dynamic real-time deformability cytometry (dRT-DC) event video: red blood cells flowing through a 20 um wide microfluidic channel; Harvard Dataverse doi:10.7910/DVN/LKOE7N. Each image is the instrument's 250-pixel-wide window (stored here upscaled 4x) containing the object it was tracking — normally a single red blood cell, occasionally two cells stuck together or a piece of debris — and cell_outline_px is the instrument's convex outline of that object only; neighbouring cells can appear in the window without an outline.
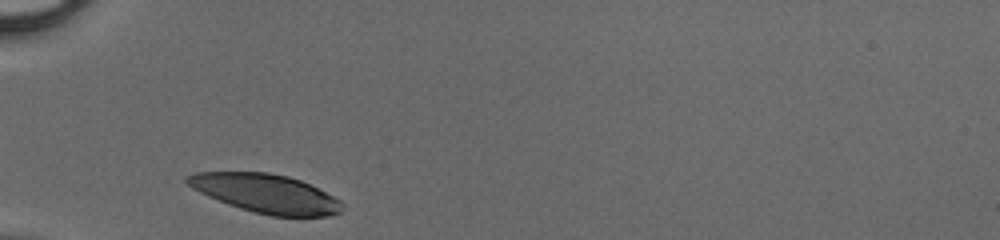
{"species": "human", "species_latin": "Homo sapiens", "temperature_condition": "cold", "stored_images_in_passage": 25, "camera_frame_rate_fps": 3000, "um_per_image_px": 0.085, "donor": {"sex": "male"}, "frame": {"image": 1, "passage_image": 1, "time_ms": 0.0, "image_size_px": [1000, 240], "cell_outline_px": [[340, 212], [328, 216], [272, 216], [240, 208], [228, 204], [208, 196], [192, 188], [184, 180], [188, 176], [196, 172], [268, 172], [288, 176], [300, 180], [340, 200]], "centroid_in_image_um": [22.55, 16.44], "position_along_channel_um": 62.4, "area_um2": 34.39}}
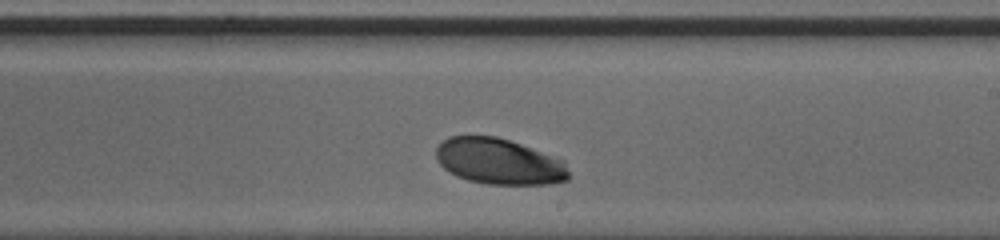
{"frame": {"image": 2, "passage_image": 15, "time_ms": 4.667, "image_size_px": [1000, 240], "cell_outline_px": [[568, 180], [552, 184], [488, 184], [468, 180], [456, 176], [444, 168], [436, 160], [436, 148], [448, 136], [496, 136], [520, 144], [564, 160], [568, 172]], "centroid_in_image_um": [42.4, 13.73], "position_along_channel_um": 246.6, "area_um2": 35.37}}
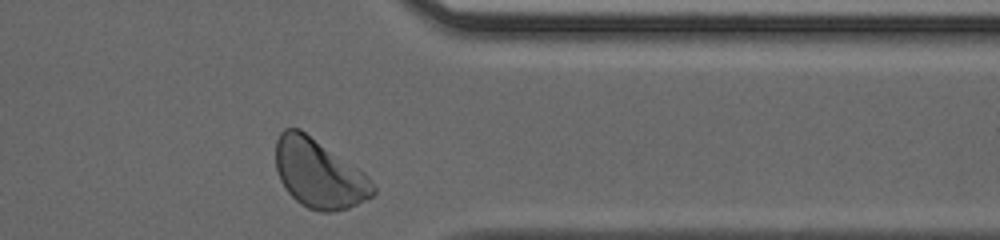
{"frame": {"image": 3, "passage_image": 25, "time_ms": 8.0, "image_size_px": [1000, 240], "cell_outline_px": [[376, 192], [372, 196], [348, 208], [332, 212], [320, 212], [308, 208], [300, 204], [288, 192], [280, 180], [276, 168], [276, 140], [280, 132], [284, 128], [300, 128], [360, 168], [368, 176], [376, 188]], "centroid_in_image_um": [27.12, 14.75], "position_along_channel_um": 384.3, "area_um2": 39.25}}